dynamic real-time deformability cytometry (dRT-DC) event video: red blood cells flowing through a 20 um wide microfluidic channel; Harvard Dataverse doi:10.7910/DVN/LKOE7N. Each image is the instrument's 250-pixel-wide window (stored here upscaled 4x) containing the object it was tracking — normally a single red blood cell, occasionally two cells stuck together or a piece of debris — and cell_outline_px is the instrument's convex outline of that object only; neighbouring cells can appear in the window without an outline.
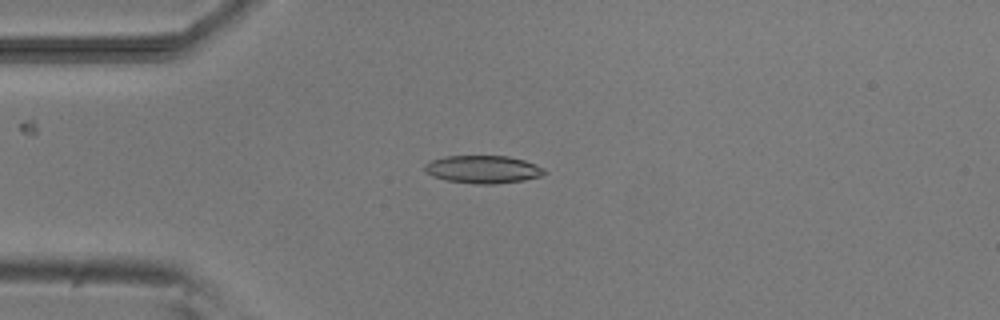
{"species": "common noctule bat (a hibernating species)", "species_latin": "Nyctalus noctula", "temperature_condition": "room temperature", "stored_images_in_passage": 41, "camera_frame_rate_fps": 3000, "um_per_image_px": 0.085, "animal": {"sex": "male", "body_mass_g": 20.5, "forearm_length_mm": 52.5}, "frame": {"image": 1, "passage_image": 1, "time_ms": 0.0, "image_size_px": [1000, 320], "cell_outline_px": [[548, 172], [540, 176], [524, 180], [496, 184], [472, 184], [444, 180], [432, 176], [424, 172], [424, 164], [432, 160], [444, 156], [508, 156], [524, 160], [544, 168]], "centroid_in_image_um": [41.02, 14.4], "position_along_channel_um": 44.0, "area_um2": 19.59}}
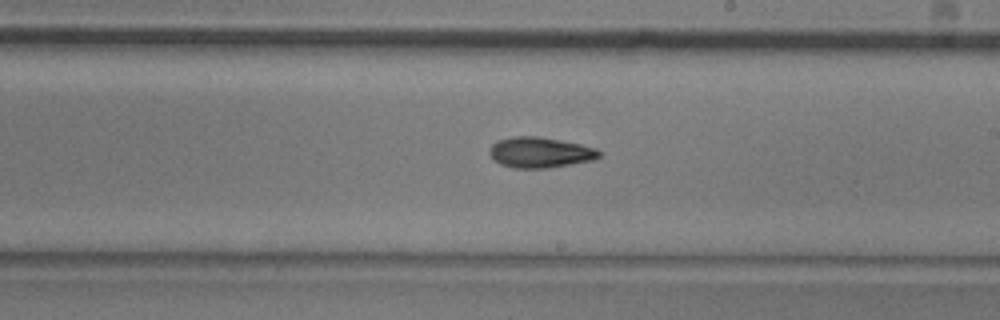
{"frame": {"image": 2, "passage_image": 18, "time_ms": 5.667, "image_size_px": [1000, 320], "cell_outline_px": [[600, 156], [592, 160], [572, 164], [548, 168], [512, 168], [500, 164], [488, 152], [488, 148], [492, 144], [500, 140], [512, 136], [536, 136], [580, 144], [596, 148], [600, 152]], "centroid_in_image_um": [45.89, 12.96], "position_along_channel_um": 243.1, "area_um2": 19.42}}
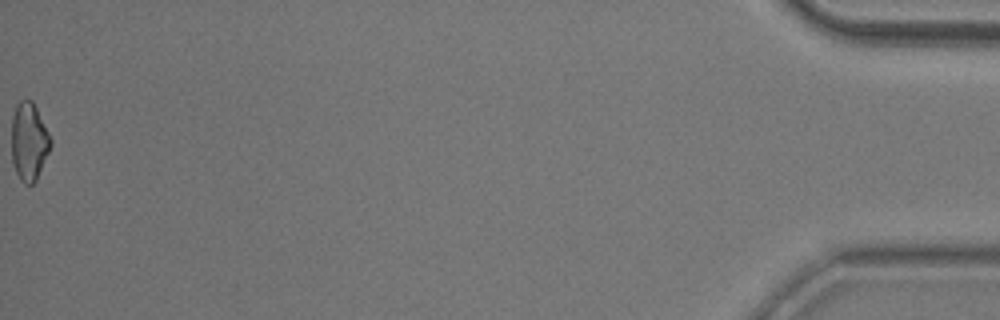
{"frame": {"image": 3, "passage_image": 41, "time_ms": 13.333, "image_size_px": [1000, 320], "cell_outline_px": [[52, 144], [36, 180], [32, 184], [24, 184], [20, 180], [16, 172], [12, 160], [12, 116], [16, 104], [20, 100], [32, 100], [52, 140]], "centroid_in_image_um": [2.45, 12.03], "position_along_channel_um": 432.7, "area_um2": 17.63}, "authors_computed_cell_mechanics": {"area_um2": 18.496, "velocity_mm_per_s": 3.818, "shape_relaxation_time_tau1_ms": 5.8925, "shape_relaxation_time_tau2_ms": null, "deformation_change_tau1": 0.1448, "deformation_change_tau2": null}}